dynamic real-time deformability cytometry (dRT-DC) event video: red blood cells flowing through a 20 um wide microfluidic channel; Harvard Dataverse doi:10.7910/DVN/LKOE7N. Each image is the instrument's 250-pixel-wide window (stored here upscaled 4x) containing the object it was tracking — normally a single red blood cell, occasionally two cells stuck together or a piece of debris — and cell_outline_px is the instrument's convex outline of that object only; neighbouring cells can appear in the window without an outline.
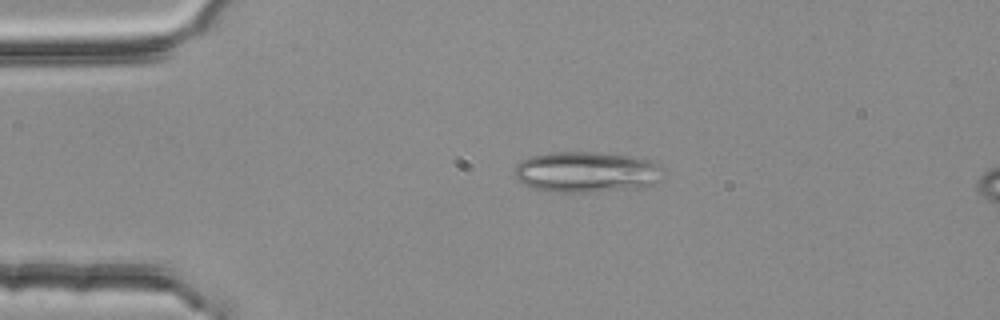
{"species": "common noctule bat (a hibernating species)", "species_latin": "Nyctalus noctula", "temperature_condition": "room temperature", "stored_images_in_passage": 53, "camera_frame_rate_fps": 3000, "um_per_image_px": 0.085, "animal": {"sex": "female", "body_mass_g": 25.1}, "frame": {"image": 1, "passage_image": 11, "time_ms": 3.333, "image_size_px": [1000, 320], "cell_outline_px": [[664, 168], [660, 180], [652, 184], [636, 188], [596, 192], [556, 192], [532, 188], [516, 180], [516, 164], [520, 160], [532, 156], [552, 152], [592, 152], [632, 156], [652, 160], [660, 164]], "centroid_in_image_um": [49.88, 14.62], "position_along_channel_um": 35.1, "area_um2": 35.6}}
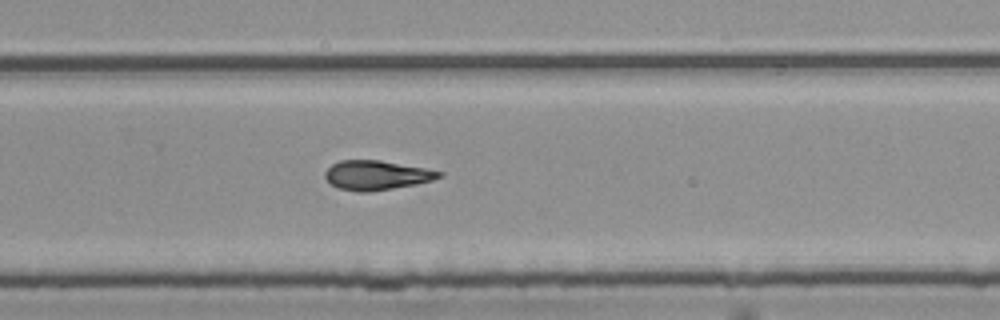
{"frame": {"image": 2, "passage_image": 35, "time_ms": 11.333, "image_size_px": [1000, 320], "cell_outline_px": [[444, 176], [432, 180], [416, 184], [368, 192], [360, 192], [340, 188], [332, 184], [324, 176], [324, 172], [332, 164], [340, 160], [380, 160], [424, 168], [444, 172]], "centroid_in_image_um": [32.02, 14.88], "position_along_channel_um": 297.8, "area_um2": 19.36}}
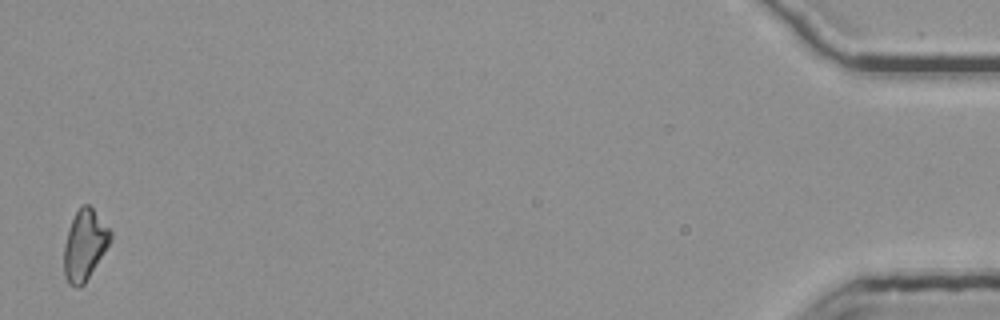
{"frame": {"image": 3, "passage_image": 53, "time_ms": 17.333, "image_size_px": [1000, 320], "cell_outline_px": [[112, 236], [108, 244], [84, 284], [76, 288], [68, 284], [64, 276], [64, 244], [72, 220], [80, 204], [88, 204], [92, 208], [112, 232]], "centroid_in_image_um": [7.17, 20.83], "position_along_channel_um": 428.0, "area_um2": 18.67}, "authors_computed_cell_mechanics": {"area_um2": 19.4786, "velocity_mm_per_s": 3.7715, "shape_relaxation_time_tau1_ms": null, "shape_relaxation_time_tau2_ms": 3.597, "deformation_change_tau1": null, "deformation_change_tau2": 0.1146}}